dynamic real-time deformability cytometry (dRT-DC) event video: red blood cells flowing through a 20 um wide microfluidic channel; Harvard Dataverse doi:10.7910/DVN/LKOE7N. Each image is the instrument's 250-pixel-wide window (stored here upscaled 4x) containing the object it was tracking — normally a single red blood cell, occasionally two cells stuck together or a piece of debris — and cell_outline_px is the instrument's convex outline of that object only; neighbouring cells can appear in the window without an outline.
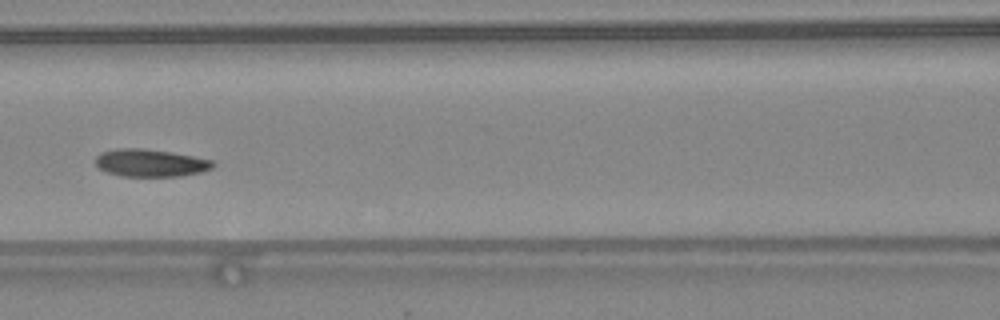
{"species": "common noctule bat (a hibernating species)", "species_latin": "Nyctalus noctula", "temperature_condition": "warm", "stored_images_in_passage": 49, "camera_frame_rate_fps": 3000, "um_per_image_px": 0.085, "animal": {"sex": "female", "body_mass_g": 24.6, "forearm_length_mm": 56.2}, "frame": {"image": 1, "passage_image": 22, "time_ms": 7.0, "image_size_px": [1000, 320], "cell_outline_px": [[216, 164], [212, 168], [200, 172], [180, 176], [124, 176], [104, 172], [96, 164], [96, 156], [100, 152], [116, 148], [144, 148], [172, 152], [212, 160]], "centroid_in_image_um": [12.77, 13.84], "position_along_channel_um": 153.8, "area_um2": 18.9}, "authors_computed_cell_mechanics": {"area_um2": 18.6694, "velocity_mm_per_s": 4.3346, "shape_relaxation_time_tau1_ms": 10.2098, "shape_relaxation_time_tau2_ms": 3.1143, "deformation_change_tau1": 0.1883, "deformation_change_tau2": 0.0928}}